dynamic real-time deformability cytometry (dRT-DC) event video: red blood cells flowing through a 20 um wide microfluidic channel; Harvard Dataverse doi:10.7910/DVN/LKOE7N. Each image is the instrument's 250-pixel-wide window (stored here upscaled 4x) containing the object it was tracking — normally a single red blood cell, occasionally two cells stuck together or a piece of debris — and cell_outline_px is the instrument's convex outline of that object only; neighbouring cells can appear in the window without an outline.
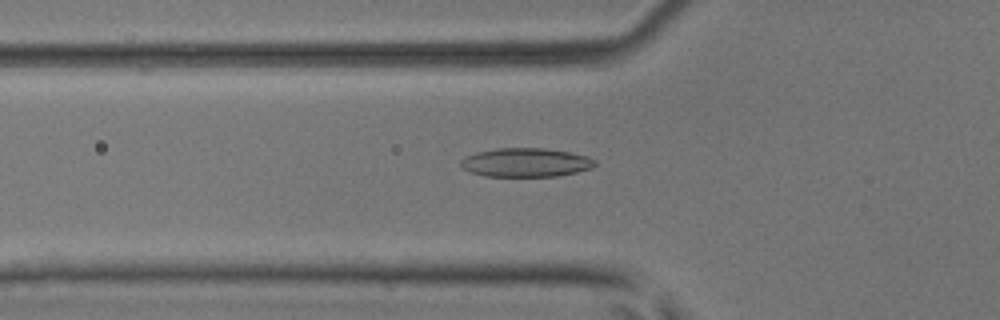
{"species": "common noctule bat (a hibernating species)", "species_latin": "Nyctalus noctula", "temperature_condition": "room temperature", "stored_images_in_passage": 50, "camera_frame_rate_fps": 3000, "um_per_image_px": 0.085, "animal": {"sex": "male", "body_mass_g": 17.9, "forearm_length_mm": 54.2}, "frame": {"image": 1, "passage_image": 18, "time_ms": 5.667, "image_size_px": [1000, 320], "cell_outline_px": [[596, 164], [592, 168], [576, 172], [556, 176], [484, 176], [472, 172], [464, 168], [460, 164], [460, 160], [464, 156], [476, 152], [496, 148], [544, 148], [568, 152], [588, 156], [596, 160]], "centroid_in_image_um": [44.69, 13.8], "position_along_channel_um": 81.1, "area_um2": 22.54}}
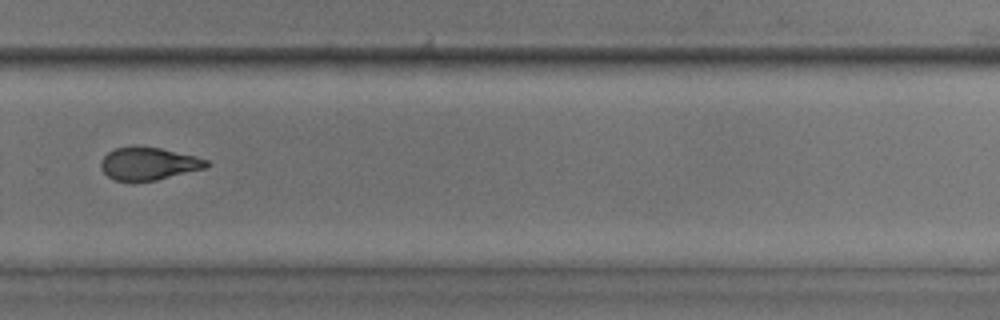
{"frame": {"image": 2, "passage_image": 35, "time_ms": 11.333, "image_size_px": [1000, 320], "cell_outline_px": [[212, 164], [208, 168], [156, 180], [116, 180], [108, 176], [100, 168], [100, 164], [104, 156], [108, 152], [116, 148], [160, 148], [196, 156], [208, 160]], "centroid_in_image_um": [12.7, 13.93], "position_along_channel_um": 317.1, "area_um2": 19.71}}
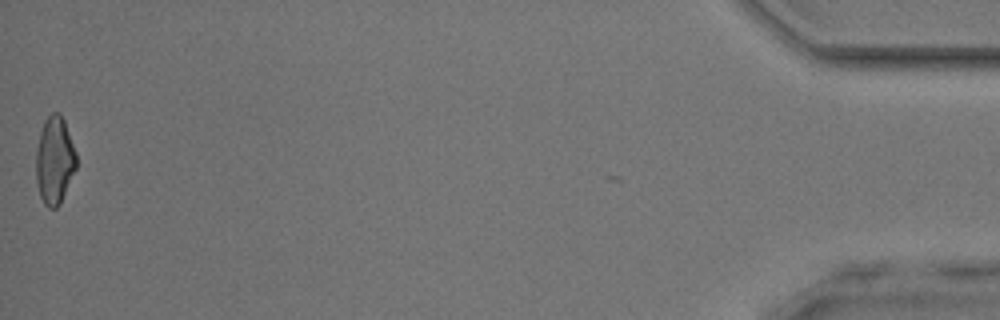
{"frame": {"image": 3, "passage_image": 50, "time_ms": 16.333, "image_size_px": [1000, 320], "cell_outline_px": [[76, 168], [60, 204], [56, 208], [48, 208], [44, 204], [40, 196], [36, 180], [36, 148], [40, 132], [44, 120], [52, 112], [60, 112], [64, 120], [76, 152]], "centroid_in_image_um": [4.63, 13.62], "position_along_channel_um": 430.6, "area_um2": 20.63}, "authors_computed_cell_mechanics": {"area_um2": 21.1259, "velocity_mm_per_s": 4.1645, "shape_relaxation_time_tau1_ms": 5.383, "shape_relaxation_time_tau2_ms": 1.9268, "deformation_change_tau1": 0.1591, "deformation_change_tau2": 0.0818}}